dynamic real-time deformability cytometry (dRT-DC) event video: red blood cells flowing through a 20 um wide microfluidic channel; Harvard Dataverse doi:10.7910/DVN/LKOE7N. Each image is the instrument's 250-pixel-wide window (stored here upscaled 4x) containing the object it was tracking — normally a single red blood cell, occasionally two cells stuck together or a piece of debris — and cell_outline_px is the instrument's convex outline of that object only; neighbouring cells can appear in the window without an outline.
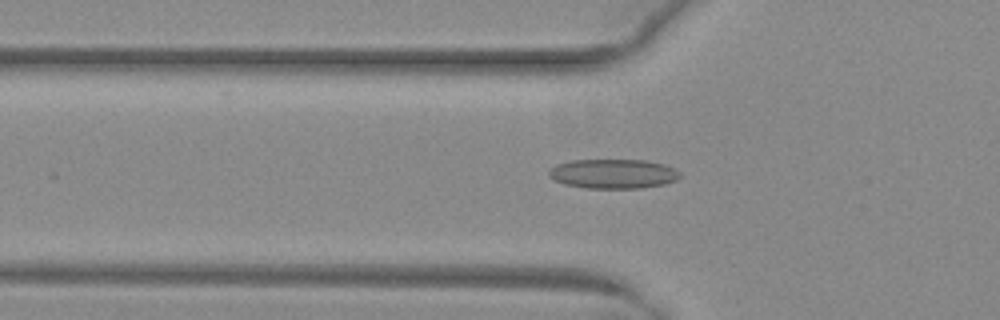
{"species": "common noctule bat (a hibernating species)", "species_latin": "Nyctalus noctula", "temperature_condition": "warm", "stored_images_in_passage": 53, "camera_frame_rate_fps": 3000, "um_per_image_px": 0.085, "animal": {"sex": "female", "body_mass_g": 29.2, "forearm_length_mm": 56.3}, "frame": {"image": 1, "passage_image": 19, "time_ms": 6.0, "image_size_px": [1000, 320], "cell_outline_px": [[680, 176], [676, 180], [664, 184], [640, 188], [588, 188], [564, 184], [548, 176], [548, 172], [556, 164], [572, 160], [644, 160], [664, 164], [680, 172]], "centroid_in_image_um": [52.12, 14.77], "position_along_channel_um": 73.7, "area_um2": 22.37}}
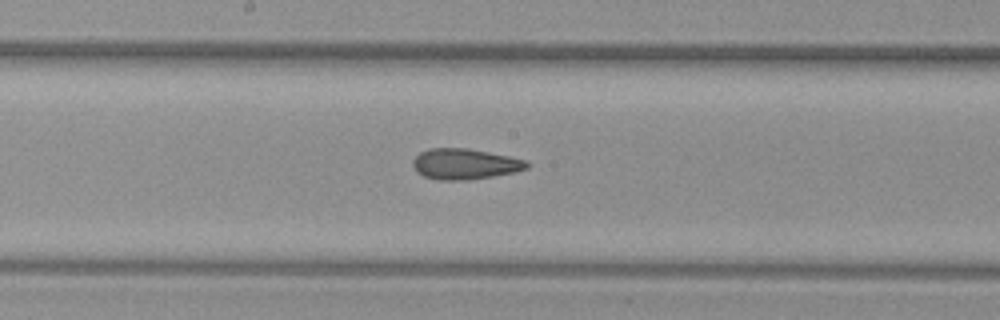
{"frame": {"image": 2, "passage_image": 29, "time_ms": 9.333, "image_size_px": [1000, 320], "cell_outline_px": [[528, 168], [516, 172], [468, 180], [436, 180], [424, 176], [416, 172], [412, 164], [412, 160], [420, 152], [428, 148], [468, 148], [508, 156], [524, 160], [528, 164]], "centroid_in_image_um": [39.46, 13.94], "position_along_channel_um": 208.7, "area_um2": 20.4}}
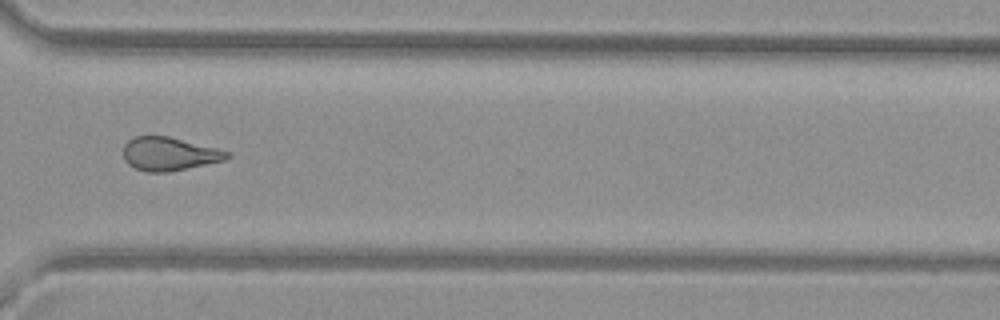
{"frame": {"image": 3, "passage_image": 40, "time_ms": 13.0, "image_size_px": [1000, 320], "cell_outline_px": [[232, 156], [224, 160], [168, 172], [148, 172], [136, 168], [128, 164], [124, 160], [124, 144], [128, 140], [136, 136], [168, 136], [216, 148], [228, 152]], "centroid_in_image_um": [14.36, 13.08], "position_along_channel_um": 356.2, "area_um2": 19.94}, "authors_computed_cell_mechanics": {"area_um2": 21.097, "velocity_mm_per_s": 4.0286, "shape_relaxation_time_tau1_ms": null, "shape_relaxation_time_tau2_ms": 2.5311, "deformation_change_tau1": null, "deformation_change_tau2": 0.1105}}